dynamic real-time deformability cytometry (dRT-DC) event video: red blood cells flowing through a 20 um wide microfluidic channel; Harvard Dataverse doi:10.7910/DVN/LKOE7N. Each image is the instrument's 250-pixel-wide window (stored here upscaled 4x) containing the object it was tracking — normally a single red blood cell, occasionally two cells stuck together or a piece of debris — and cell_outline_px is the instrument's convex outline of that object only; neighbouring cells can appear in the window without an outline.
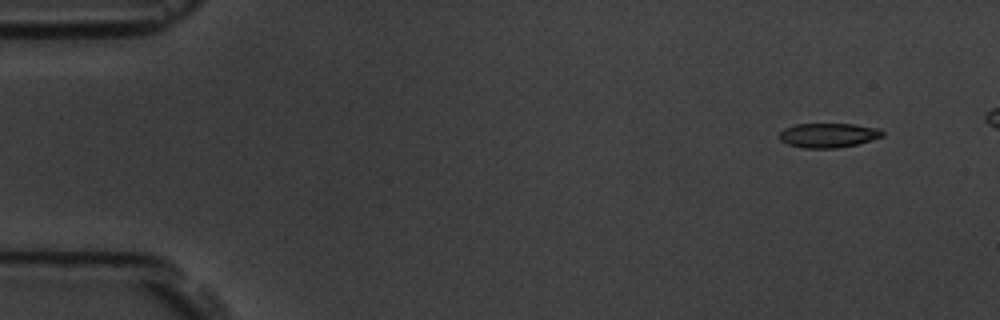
{"species": "common noctule bat (a hibernating species)", "species_latin": "Nyctalus noctula", "temperature_condition": "room temperature", "stored_images_in_passage": 5, "camera_frame_rate_fps": 3000, "um_per_image_px": 0.085, "animal": {"sex": "male", "body_mass_g": 19.5, "forearm_length_mm": 54.6}, "frame": {"image": 1, "passage_image": 1, "time_ms": 0.0, "image_size_px": [1000, 320], "cell_outline_px": [[884, 136], [856, 144], [836, 148], [804, 148], [788, 144], [780, 140], [780, 132], [784, 128], [796, 124], [856, 124], [880, 128], [884, 132]], "centroid_in_image_um": [70.43, 11.49], "position_along_channel_um": 14.6, "area_um2": 14.68}}